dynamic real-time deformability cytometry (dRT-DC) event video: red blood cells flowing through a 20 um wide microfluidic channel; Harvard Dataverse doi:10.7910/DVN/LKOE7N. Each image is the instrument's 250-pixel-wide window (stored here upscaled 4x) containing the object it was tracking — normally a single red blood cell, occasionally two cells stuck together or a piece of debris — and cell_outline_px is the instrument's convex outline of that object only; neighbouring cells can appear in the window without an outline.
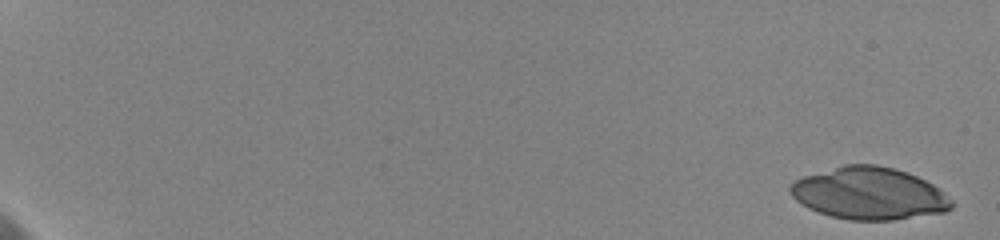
{"species": "human", "species_latin": "Homo sapiens", "temperature_condition": "cold", "stored_images_in_passage": 21, "camera_frame_rate_fps": 3000, "um_per_image_px": 0.085, "donor": {"sex": "female"}, "frame": {"image": 1, "passage_image": 1, "time_ms": 0.0, "image_size_px": [1000, 240], "cell_outline_px": [[956, 204], [952, 208], [944, 212], [892, 220], [848, 220], [828, 216], [808, 208], [796, 200], [792, 196], [788, 188], [796, 180], [804, 176], [844, 164], [876, 164], [892, 168], [916, 176], [940, 188]], "centroid_in_image_um": [73.88, 16.45], "position_along_channel_um": 11.1, "area_um2": 49.07}}
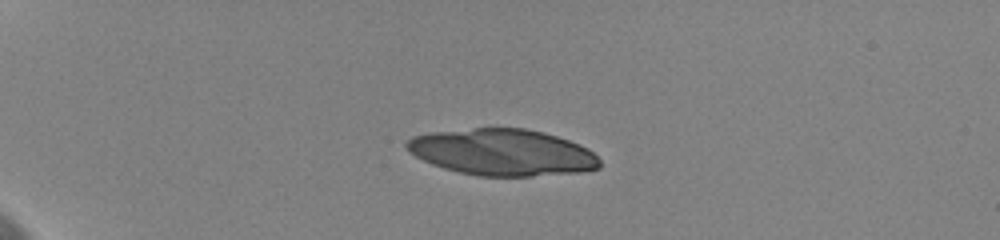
{"frame": {"image": 2, "passage_image": 10, "time_ms": 5.0, "image_size_px": [1000, 240], "cell_outline_px": [[600, 168], [580, 172], [532, 176], [476, 176], [444, 168], [432, 164], [408, 152], [404, 148], [404, 144], [412, 136], [432, 132], [472, 128], [524, 128], [544, 132], [568, 140], [588, 148], [600, 160]], "centroid_in_image_um": [42.68, 12.94], "position_along_channel_um": 42.3, "area_um2": 52.37}}